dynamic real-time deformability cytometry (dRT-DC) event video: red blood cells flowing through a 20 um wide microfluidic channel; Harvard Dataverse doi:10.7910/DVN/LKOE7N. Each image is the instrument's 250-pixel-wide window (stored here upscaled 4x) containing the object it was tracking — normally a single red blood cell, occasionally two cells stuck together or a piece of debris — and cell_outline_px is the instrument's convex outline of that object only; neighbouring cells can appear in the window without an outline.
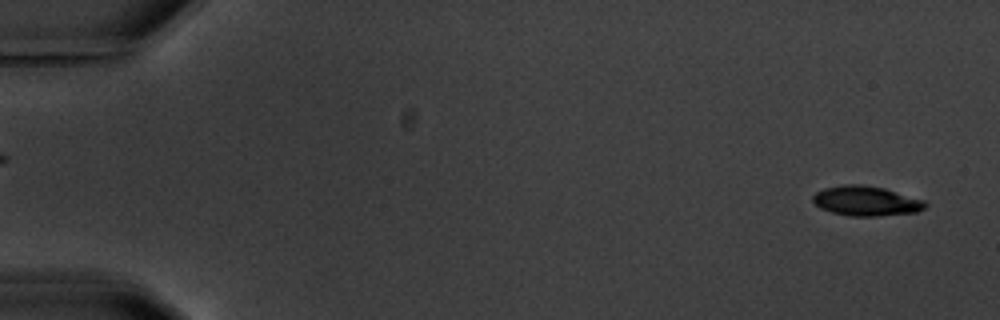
{"species": "common noctule bat (a hibernating species)", "species_latin": "Nyctalus noctula", "temperature_condition": "warm", "stored_images_in_passage": 4, "segment_of_instrument_passage": [2, 2], "camera_frame_rate_fps": 3000, "um_per_image_px": 0.085, "animal": {"sex": "male", "body_mass_g": 20.1, "forearm_length_mm": 53.5}, "frame": {"image": 1, "passage_image": 4, "time_ms": 6.333, "image_size_px": [1000, 320], "cell_outline_px": [[928, 204], [924, 208], [916, 212], [876, 216], [852, 216], [832, 212], [820, 208], [812, 200], [812, 196], [816, 192], [824, 188], [844, 184], [860, 184], [884, 188], [924, 200]], "centroid_in_image_um": [73.61, 17.07], "position_along_channel_um": 11.4, "area_um2": 19.42}}